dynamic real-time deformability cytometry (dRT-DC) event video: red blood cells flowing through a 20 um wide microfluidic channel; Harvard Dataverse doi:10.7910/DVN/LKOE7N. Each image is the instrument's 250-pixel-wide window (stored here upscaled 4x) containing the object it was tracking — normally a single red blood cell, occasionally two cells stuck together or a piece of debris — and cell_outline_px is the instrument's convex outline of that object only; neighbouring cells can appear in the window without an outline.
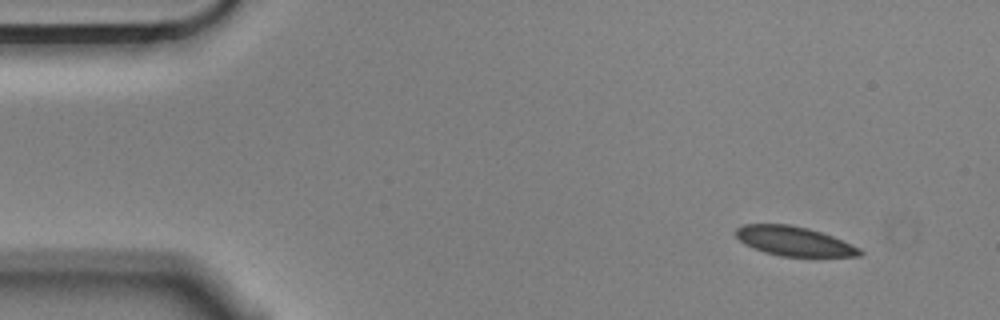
{"species": "Egyptian fruit bat (a non-hibernating species)", "species_latin": "Rousettus aegyptiacus", "temperature_condition": "cold", "stored_images_in_passage": 4, "camera_frame_rate_fps": 3000, "um_per_image_px": 0.085, "animal": {"sex": "male"}, "frame": {"image": 1, "passage_image": 1, "time_ms": 0.0, "image_size_px": [1000, 320], "cell_outline_px": [[864, 252], [860, 256], [780, 256], [764, 252], [752, 248], [744, 244], [732, 232], [736, 228], [744, 224], [788, 224], [808, 228], [832, 236], [860, 248]], "centroid_in_image_um": [67.44, 20.49], "position_along_channel_um": 17.6, "area_um2": 21.21}}
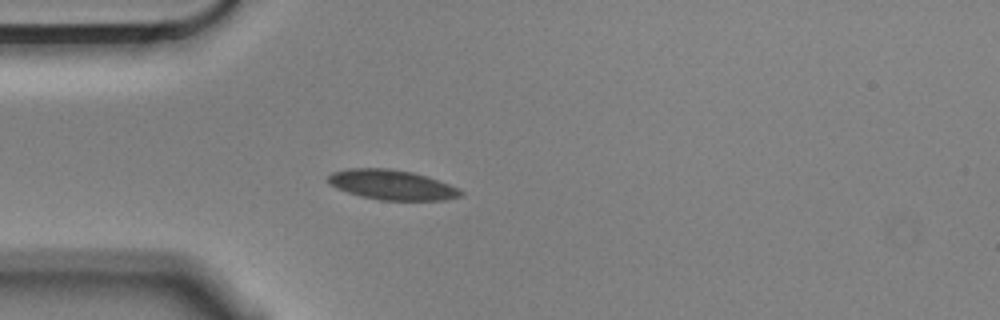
{"frame": {"image": 2, "passage_image": 4, "time_ms": 1.0, "image_size_px": [1000, 320], "cell_outline_px": [[464, 196], [444, 200], [380, 200], [360, 196], [336, 188], [328, 184], [328, 176], [332, 172], [348, 168], [388, 168], [412, 172], [428, 176], [460, 188], [464, 192]], "centroid_in_image_um": [33.34, 15.71], "position_along_channel_um": 51.7, "area_um2": 23.35}}